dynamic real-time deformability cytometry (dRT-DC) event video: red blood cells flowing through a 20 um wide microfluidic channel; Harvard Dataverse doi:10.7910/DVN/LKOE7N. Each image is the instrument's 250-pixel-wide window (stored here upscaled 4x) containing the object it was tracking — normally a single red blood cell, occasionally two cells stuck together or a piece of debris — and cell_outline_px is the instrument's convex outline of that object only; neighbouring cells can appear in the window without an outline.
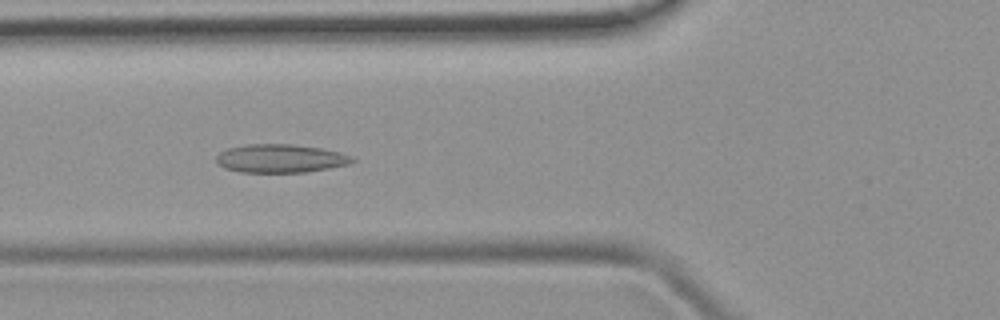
{"species": "common noctule bat (a hibernating species)", "species_latin": "Nyctalus noctula", "temperature_condition": "room temperature", "stored_images_in_passage": 48, "camera_frame_rate_fps": 3000, "um_per_image_px": 0.085, "animal": {"sex": "female", "body_mass_g": 19.9}, "frame": {"image": 1, "passage_image": 18, "time_ms": 5.667, "image_size_px": [1000, 320], "cell_outline_px": [[356, 160], [348, 164], [328, 168], [304, 172], [240, 172], [224, 168], [216, 164], [216, 156], [220, 152], [228, 148], [248, 144], [292, 144], [320, 148], [340, 152], [352, 156]], "centroid_in_image_um": [23.81, 13.47], "position_along_channel_um": 102.0, "area_um2": 22.48}}
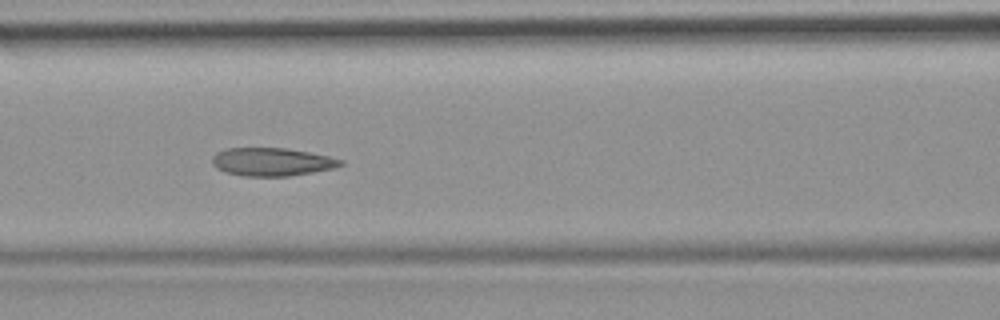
{"frame": {"image": 2, "passage_image": 21, "time_ms": 6.667, "image_size_px": [1000, 320], "cell_outline_px": [[344, 164], [336, 168], [288, 176], [244, 176], [224, 172], [216, 168], [212, 164], [212, 156], [216, 152], [228, 148], [284, 148], [308, 152], [328, 156], [344, 160]], "centroid_in_image_um": [23.1, 13.76], "position_along_channel_um": 143.5, "area_um2": 21.1}}
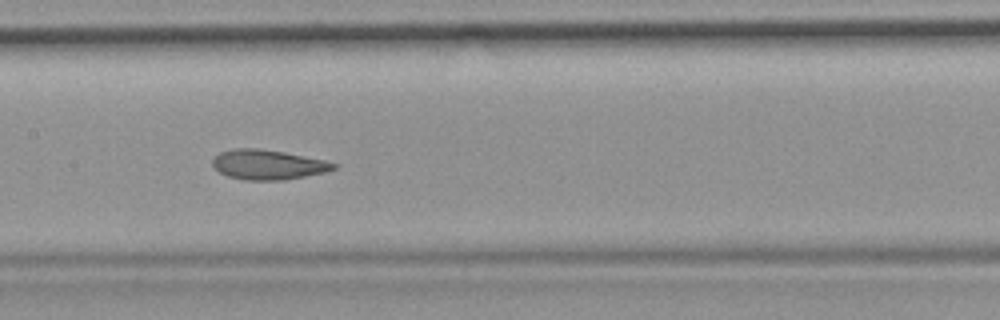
{"frame": {"image": 3, "passage_image": 24, "time_ms": 7.667, "image_size_px": [1000, 320], "cell_outline_px": [[340, 164], [336, 168], [324, 172], [304, 176], [280, 180], [244, 180], [228, 176], [220, 172], [212, 164], [212, 160], [220, 152], [232, 148], [256, 148], [284, 152], [324, 160]], "centroid_in_image_um": [22.77, 13.99], "position_along_channel_um": 184.6, "area_um2": 20.87}}